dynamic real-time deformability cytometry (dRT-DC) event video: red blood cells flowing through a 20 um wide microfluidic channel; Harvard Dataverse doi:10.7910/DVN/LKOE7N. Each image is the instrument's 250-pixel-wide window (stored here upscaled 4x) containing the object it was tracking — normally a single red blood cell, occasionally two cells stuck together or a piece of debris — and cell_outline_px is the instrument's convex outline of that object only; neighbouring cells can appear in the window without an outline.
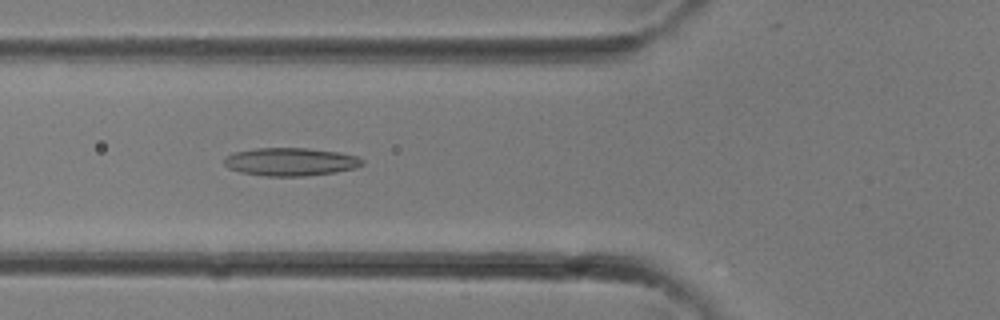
{"species": "common noctule bat (a hibernating species)", "species_latin": "Nyctalus noctula", "temperature_condition": "room temperature", "stored_images_in_passage": 22, "camera_frame_rate_fps": 3000, "um_per_image_px": 0.085, "animal": {"sex": "female"}, "frame": {"image": 1, "passage_image": 6, "time_ms": 1.667, "image_size_px": [1000, 320], "cell_outline_px": [[364, 164], [356, 168], [336, 172], [304, 176], [264, 176], [240, 172], [228, 168], [224, 164], [224, 160], [232, 152], [256, 148], [308, 148], [340, 152], [356, 156], [364, 160]], "centroid_in_image_um": [24.71, 13.75], "position_along_channel_um": 101.1, "area_um2": 22.72}}
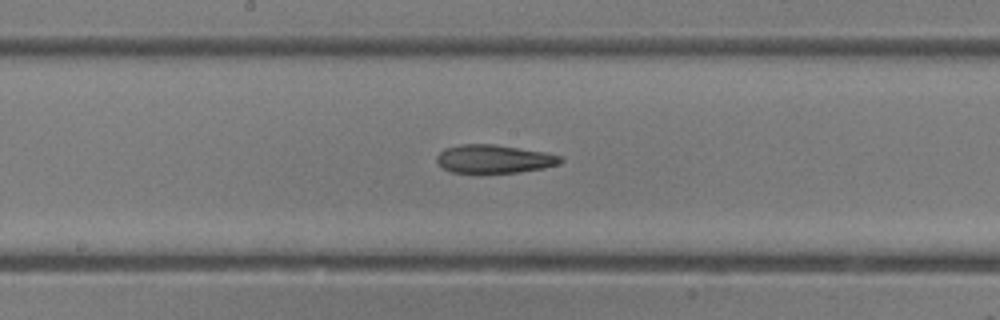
{"frame": {"image": 2, "passage_image": 11, "time_ms": 3.333, "image_size_px": [1000, 320], "cell_outline_px": [[564, 160], [560, 164], [544, 168], [516, 172], [452, 172], [444, 168], [436, 160], [436, 156], [444, 148], [460, 144], [496, 144], [548, 152], [560, 156]], "centroid_in_image_um": [42.03, 13.49], "position_along_channel_um": 206.2, "area_um2": 20.46}}
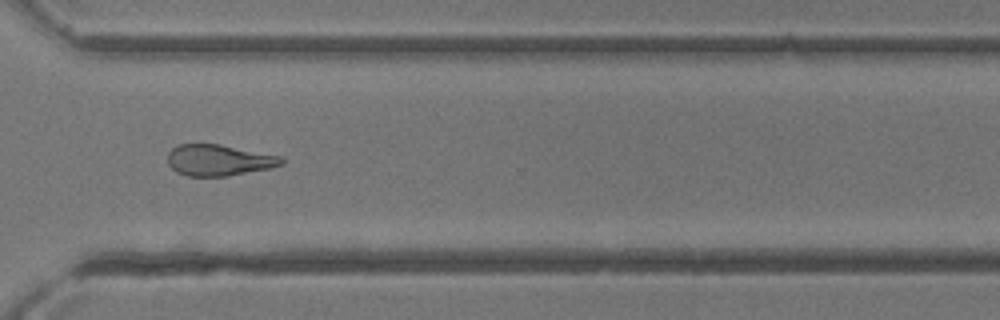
{"frame": {"image": 3, "passage_image": 18, "time_ms": 5.667, "image_size_px": [1000, 320], "cell_outline_px": [[284, 164], [272, 168], [228, 176], [188, 176], [176, 172], [168, 164], [168, 152], [176, 144], [220, 144], [280, 156], [284, 160]], "centroid_in_image_um": [18.6, 13.61], "position_along_channel_um": 352.0, "area_um2": 20.81}}